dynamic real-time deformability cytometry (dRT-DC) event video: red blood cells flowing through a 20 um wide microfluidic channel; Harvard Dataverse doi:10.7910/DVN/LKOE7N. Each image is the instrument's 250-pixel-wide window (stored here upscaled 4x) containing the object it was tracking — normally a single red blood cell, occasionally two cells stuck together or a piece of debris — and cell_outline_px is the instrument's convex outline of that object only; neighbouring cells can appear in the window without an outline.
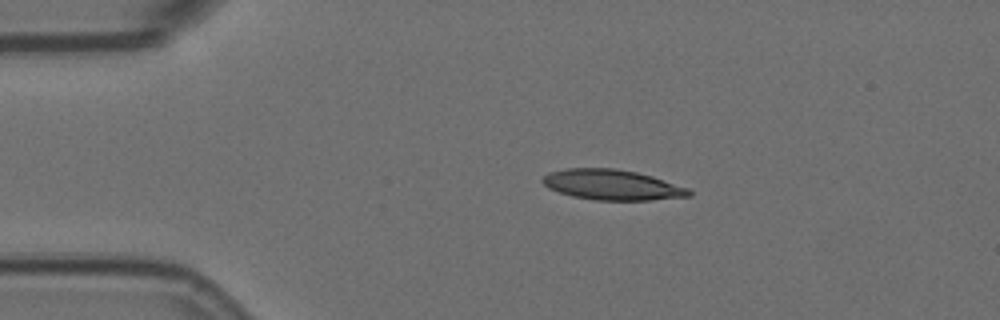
{"species": "Egyptian fruit bat (a non-hibernating species)", "species_latin": "Rousettus aegyptiacus", "temperature_condition": "room temperature", "stored_images_in_passage": 3, "camera_frame_rate_fps": 3000, "um_per_image_px": 0.085, "animal": {"sex": "female"}, "frame": {"image": 1, "passage_image": 2, "time_ms": 0.333, "image_size_px": [1000, 320], "cell_outline_px": [[692, 196], [648, 200], [596, 200], [572, 196], [548, 188], [540, 180], [548, 172], [564, 168], [616, 168], [636, 172], [652, 176], [688, 188], [692, 192]], "centroid_in_image_um": [52.01, 15.7], "position_along_channel_um": 33.0, "area_um2": 25.89}}